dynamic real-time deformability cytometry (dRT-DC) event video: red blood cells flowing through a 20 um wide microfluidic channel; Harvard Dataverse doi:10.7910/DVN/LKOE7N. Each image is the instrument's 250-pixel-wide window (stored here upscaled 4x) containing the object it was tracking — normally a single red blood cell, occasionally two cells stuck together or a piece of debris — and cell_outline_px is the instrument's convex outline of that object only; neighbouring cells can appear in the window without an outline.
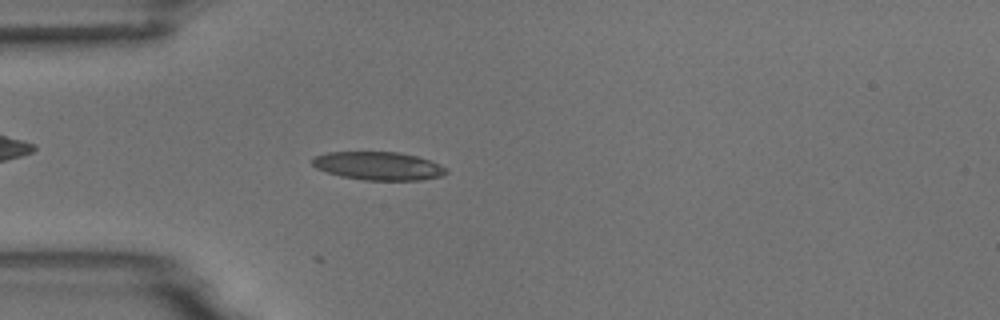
{"species": "common noctule bat (a hibernating species)", "species_latin": "Nyctalus noctula", "temperature_condition": "room temperature", "stored_images_in_passage": 15, "camera_frame_rate_fps": 3000, "um_per_image_px": 0.085, "animal": {"sex": "male", "body_mass_g": 18.8}, "frame": {"image": 1, "passage_image": 15, "time_ms": 4.667, "image_size_px": [1000, 320], "cell_outline_px": [[448, 172], [440, 176], [420, 180], [364, 180], [340, 176], [316, 168], [312, 164], [312, 160], [316, 156], [328, 152], [400, 152], [416, 156], [440, 164]], "centroid_in_image_um": [32.15, 14.1], "position_along_channel_um": 52.9, "area_um2": 21.85}}